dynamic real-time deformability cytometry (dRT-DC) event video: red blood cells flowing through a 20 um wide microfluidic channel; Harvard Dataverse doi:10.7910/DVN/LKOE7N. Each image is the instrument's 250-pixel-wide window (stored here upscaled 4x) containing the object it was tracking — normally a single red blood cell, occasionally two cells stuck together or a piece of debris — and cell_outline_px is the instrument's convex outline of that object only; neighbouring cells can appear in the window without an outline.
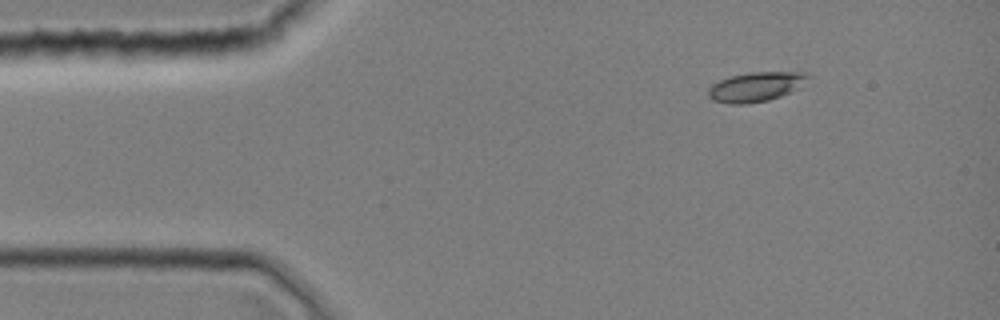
{"species": "common noctule bat (a hibernating species)", "species_latin": "Nyctalus noctula", "temperature_condition": "room temperature", "stored_images_in_passage": 1, "camera_frame_rate_fps": 3000, "um_per_image_px": 0.085, "animal": {"sex": "female", "body_mass_g": 19.0, "forearm_length_mm": 51.5}, "frame": {"image": 1, "passage_image": 1, "time_ms": 0.0, "image_size_px": [1000, 320], "cell_outline_px": [[812, 76], [800, 88], [780, 96], [768, 100], [748, 104], [728, 104], [712, 100], [708, 96], [708, 88], [712, 84], [720, 80], [732, 76], [748, 72], [804, 72]], "centroid_in_image_um": [64.26, 7.38], "position_along_channel_um": 20.7, "area_um2": 17.34}}